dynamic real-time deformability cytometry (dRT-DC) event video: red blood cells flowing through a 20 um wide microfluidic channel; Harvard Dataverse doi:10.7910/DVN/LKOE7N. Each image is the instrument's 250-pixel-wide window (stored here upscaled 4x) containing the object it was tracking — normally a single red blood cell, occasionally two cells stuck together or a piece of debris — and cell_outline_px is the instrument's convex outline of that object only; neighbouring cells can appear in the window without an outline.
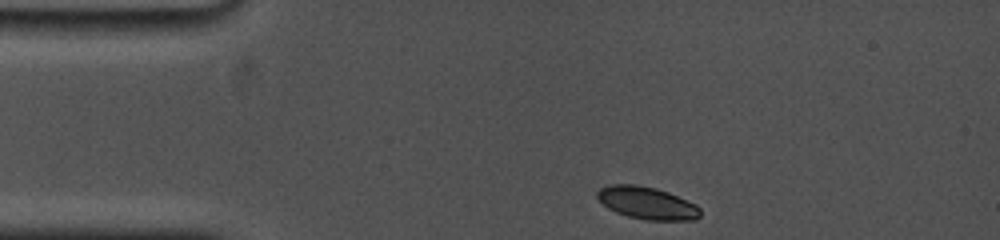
{"species": "common noctule bat (a hibernating species)", "species_latin": "Nyctalus noctula", "temperature_condition": "cold", "stored_images_in_passage": 14, "camera_frame_rate_fps": 5000, "um_per_image_px": 0.085, "animal": {"sex": "female", "body_mass_g": 19.0, "forearm_length_mm": 53.3}, "frame": {"image": 1, "passage_image": 1, "time_ms": 0.0, "image_size_px": [1000, 240], "cell_outline_px": [[700, 216], [696, 220], [648, 220], [628, 216], [616, 212], [608, 208], [596, 196], [596, 192], [600, 188], [608, 184], [636, 184], [656, 188], [668, 192], [696, 204], [700, 208]], "centroid_in_image_um": [55.0, 17.24], "position_along_channel_um": 30.0, "area_um2": 19.48}}
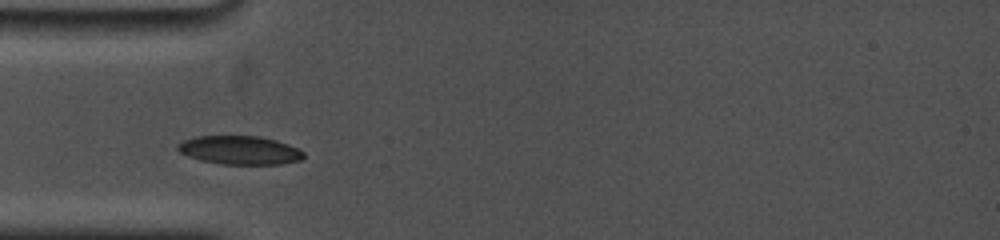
{"frame": {"image": 2, "passage_image": 6, "time_ms": 2.2, "image_size_px": [1000, 240], "cell_outline_px": [[304, 156], [300, 160], [280, 164], [220, 164], [200, 160], [188, 156], [180, 152], [176, 148], [176, 144], [184, 140], [196, 136], [260, 136], [276, 140], [288, 144], [304, 152]], "centroid_in_image_um": [20.35, 12.76], "position_along_channel_um": 64.7, "area_um2": 20.98}}
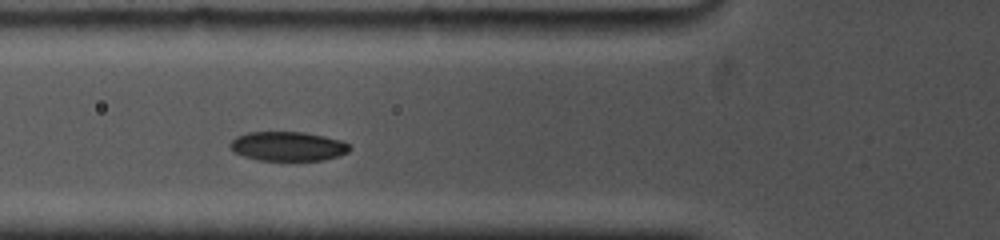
{"frame": {"image": 3, "passage_image": 8, "time_ms": 3.2, "image_size_px": [1000, 240], "cell_outline_px": [[352, 148], [348, 152], [324, 160], [256, 160], [232, 152], [228, 144], [236, 136], [248, 132], [304, 132], [344, 140]], "centroid_in_image_um": [24.45, 12.43], "position_along_channel_um": 101.3, "area_um2": 20.58}}